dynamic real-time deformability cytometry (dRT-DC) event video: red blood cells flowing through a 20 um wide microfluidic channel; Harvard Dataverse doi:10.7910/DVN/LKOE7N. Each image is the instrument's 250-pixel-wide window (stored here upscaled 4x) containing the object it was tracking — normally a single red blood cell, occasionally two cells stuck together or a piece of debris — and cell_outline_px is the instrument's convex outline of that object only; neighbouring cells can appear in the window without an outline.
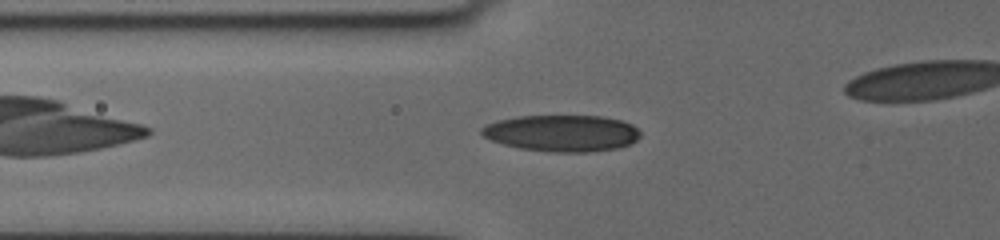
{"species": "human", "species_latin": "Homo sapiens", "temperature_condition": "cold", "stored_images_in_passage": 49, "camera_frame_rate_fps": 3000, "um_per_image_px": 0.085, "donor": {"sex": "female"}, "frame": {"image": 1, "passage_image": 2, "time_ms": 0.333, "image_size_px": [1000, 240], "cell_outline_px": [[640, 136], [636, 140], [628, 144], [616, 148], [584, 152], [556, 152], [520, 148], [504, 144], [492, 140], [484, 136], [480, 132], [480, 128], [496, 120], [516, 116], [604, 116], [620, 120], [632, 124], [640, 132]], "centroid_in_image_um": [47.75, 11.3], "position_along_channel_um": 78.1, "area_um2": 33.58}}
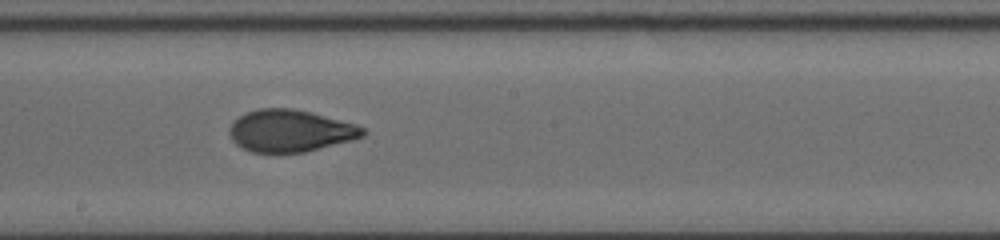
{"frame": {"image": 2, "passage_image": 21, "time_ms": 4.333, "image_size_px": [1000, 240], "cell_outline_px": [[364, 136], [352, 140], [304, 152], [252, 152], [236, 144], [232, 140], [228, 132], [228, 128], [240, 116], [248, 112], [260, 108], [292, 108], [356, 124], [364, 128]], "centroid_in_image_um": [24.65, 11.12], "position_along_channel_um": 223.5, "area_um2": 32.25}}
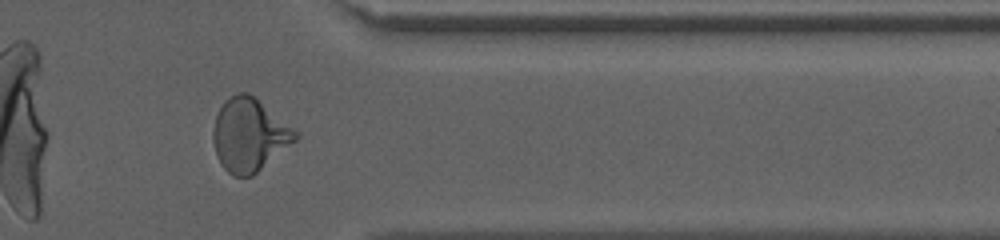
{"frame": {"image": 3, "passage_image": 43, "time_ms": 9.0, "image_size_px": [1000, 240], "cell_outline_px": [[300, 136], [296, 140], [252, 176], [232, 176], [220, 164], [216, 156], [212, 140], [212, 132], [216, 116], [224, 100], [236, 92], [248, 92], [292, 128]], "centroid_in_image_um": [21.13, 11.48], "position_along_channel_um": 390.3, "area_um2": 34.56}}